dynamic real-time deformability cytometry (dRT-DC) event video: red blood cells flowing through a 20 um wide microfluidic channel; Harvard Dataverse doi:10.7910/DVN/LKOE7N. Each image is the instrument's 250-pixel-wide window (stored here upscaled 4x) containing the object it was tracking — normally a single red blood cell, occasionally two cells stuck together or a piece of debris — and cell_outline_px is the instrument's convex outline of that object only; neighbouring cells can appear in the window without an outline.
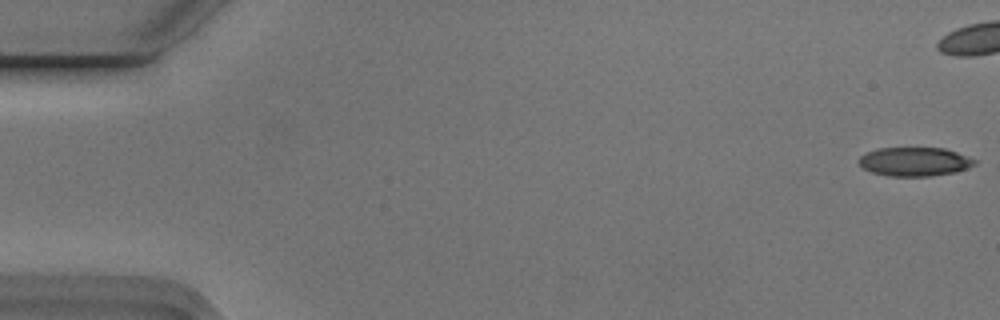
{"species": "Egyptian fruit bat (a non-hibernating species)", "species_latin": "Rousettus aegyptiacus", "temperature_condition": "cold", "stored_images_in_passage": 6, "camera_frame_rate_fps": 3000, "um_per_image_px": 0.085, "animal": {"sex": "male"}, "frame": {"image": 1, "passage_image": 1, "time_ms": 0.0, "image_size_px": [1000, 320], "cell_outline_px": [[976, 164], [968, 168], [956, 172], [932, 176], [888, 176], [872, 172], [864, 168], [860, 164], [860, 156], [876, 148], [944, 148], [956, 152], [976, 160]], "centroid_in_image_um": [77.76, 13.74], "position_along_channel_um": 7.2, "area_um2": 19.36}}
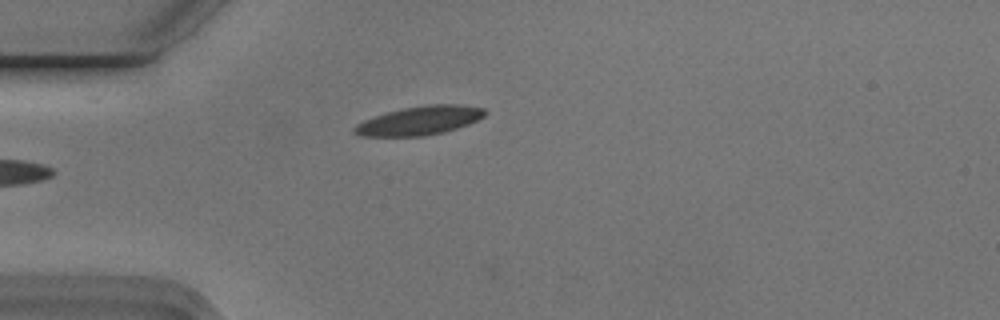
{"frame": {"image": 2, "passage_image": 6, "time_ms": 1.667, "image_size_px": [1000, 320], "cell_outline_px": [[488, 112], [484, 116], [468, 124], [444, 132], [424, 136], [360, 136], [352, 132], [352, 128], [356, 124], [364, 120], [388, 112], [404, 108], [428, 104], [460, 104], [484, 108]], "centroid_in_image_um": [35.67, 10.25], "position_along_channel_um": 49.3, "area_um2": 21.85}}